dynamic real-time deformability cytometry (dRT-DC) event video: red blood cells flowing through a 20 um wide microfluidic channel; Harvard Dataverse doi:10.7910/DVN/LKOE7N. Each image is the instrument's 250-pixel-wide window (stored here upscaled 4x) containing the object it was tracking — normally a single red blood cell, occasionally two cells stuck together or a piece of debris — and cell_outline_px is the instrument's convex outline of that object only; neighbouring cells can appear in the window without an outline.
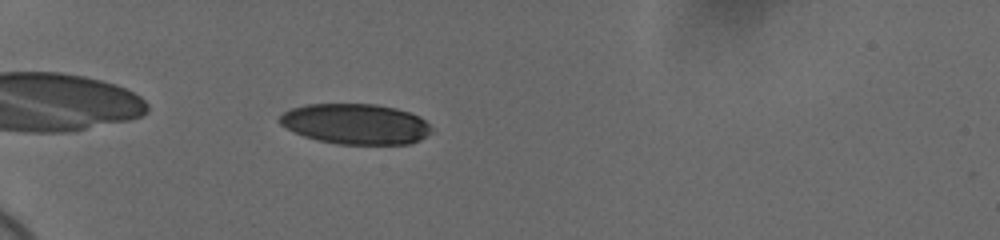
{"species": "human", "species_latin": "Homo sapiens", "temperature_condition": "cold", "stored_images_in_passage": 42, "camera_frame_rate_fps": 3000, "um_per_image_px": 0.085, "donor": {"sex": "female"}, "frame": {"image": 1, "passage_image": 3, "time_ms": 0.667, "image_size_px": [1000, 240], "cell_outline_px": [[432, 132], [420, 140], [408, 144], [336, 144], [316, 140], [304, 136], [280, 124], [276, 120], [284, 112], [292, 108], [304, 104], [376, 104], [396, 108], [420, 116], [432, 128]], "centroid_in_image_um": [30.23, 10.54], "position_along_channel_um": 54.8, "area_um2": 35.89}}
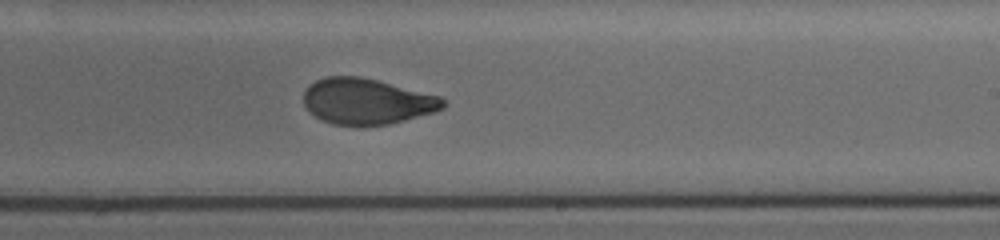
{"frame": {"image": 2, "passage_image": 22, "time_ms": 7.0, "image_size_px": [1000, 240], "cell_outline_px": [[448, 104], [444, 108], [436, 112], [388, 124], [332, 124], [308, 112], [304, 104], [304, 92], [316, 80], [324, 76], [360, 76], [440, 96]], "centroid_in_image_um": [31.2, 8.6], "position_along_channel_um": 257.8, "area_um2": 36.88}}
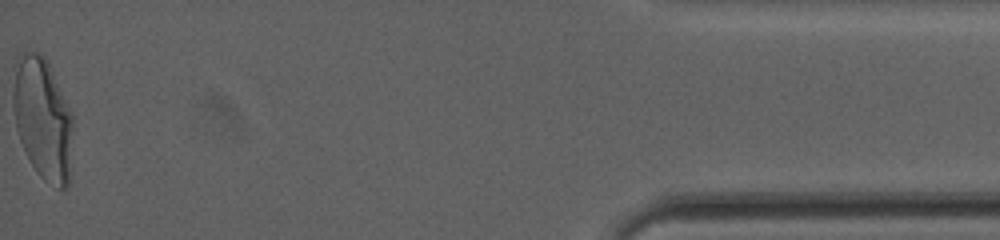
{"frame": {"image": 3, "passage_image": 42, "time_ms": 13.667, "image_size_px": [1000, 240], "cell_outline_px": [[72, 128], [68, 184], [64, 188], [60, 188], [44, 180], [36, 172], [20, 140], [16, 128], [12, 104], [12, 92], [16, 56], [20, 52], [40, 52], [44, 56], [72, 112]], "centroid_in_image_um": [3.6, 10.03], "position_along_channel_um": 431.6, "area_um2": 42.25}, "authors_computed_cell_mechanics": {"area_um2": 38.2925, "velocity_mm_per_s": 3.6694, "shape_relaxation_time_tau1_ms": 5.0361, "shape_relaxation_time_tau2_ms": 1.0135, "deformation_change_tau1": 0.1718, "deformation_change_tau2": 0.0628}}